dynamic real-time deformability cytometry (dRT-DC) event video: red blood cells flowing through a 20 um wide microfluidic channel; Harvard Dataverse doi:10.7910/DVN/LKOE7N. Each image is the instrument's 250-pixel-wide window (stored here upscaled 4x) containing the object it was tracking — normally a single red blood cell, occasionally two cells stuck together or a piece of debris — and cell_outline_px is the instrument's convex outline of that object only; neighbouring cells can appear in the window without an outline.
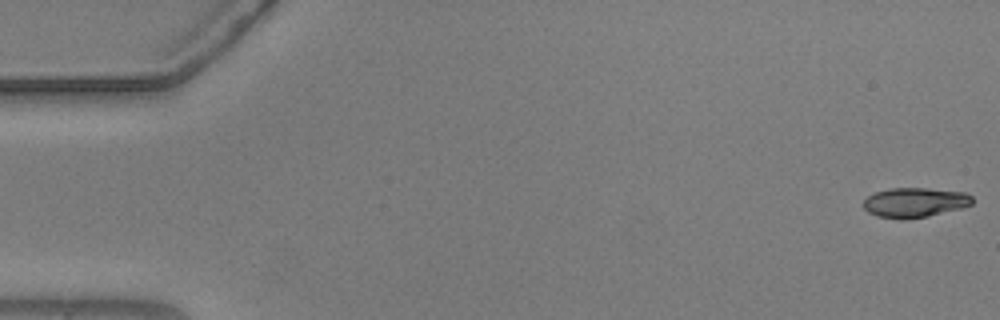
{"species": "common noctule bat (a hibernating species)", "species_latin": "Nyctalus noctula", "temperature_condition": "warm", "stored_images_in_passage": 55, "camera_frame_rate_fps": 3000, "um_per_image_px": 0.085, "animal": {"sex": "male", "body_mass_g": 20.5, "forearm_length_mm": 52.5}, "frame": {"image": 1, "passage_image": 1, "time_ms": 0.0, "image_size_px": [1000, 320], "cell_outline_px": [[972, 204], [964, 208], [928, 216], [900, 220], [876, 216], [868, 212], [864, 208], [864, 200], [868, 196], [876, 192], [892, 188], [924, 188], [968, 192], [972, 196]], "centroid_in_image_um": [77.79, 17.22], "position_along_channel_um": 7.2, "area_um2": 19.02}}
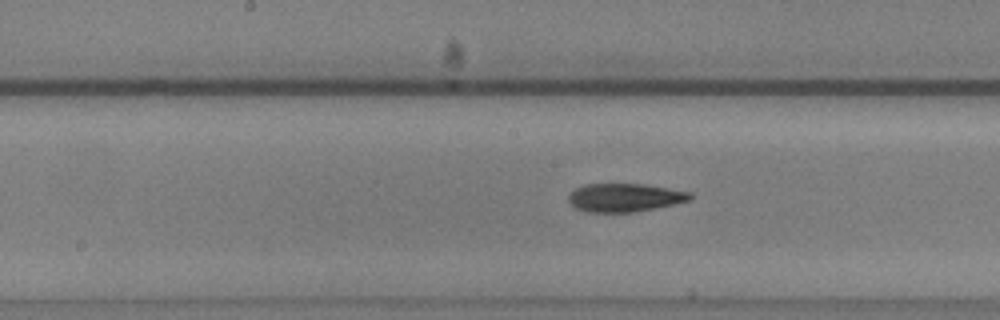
{"frame": {"image": 2, "passage_image": 28, "time_ms": 9.0, "image_size_px": [1000, 320], "cell_outline_px": [[692, 200], [632, 212], [588, 212], [576, 208], [568, 200], [568, 196], [576, 188], [584, 184], [644, 184], [692, 192]], "centroid_in_image_um": [53.1, 16.78], "position_along_channel_um": 195.1, "area_um2": 19.88}}
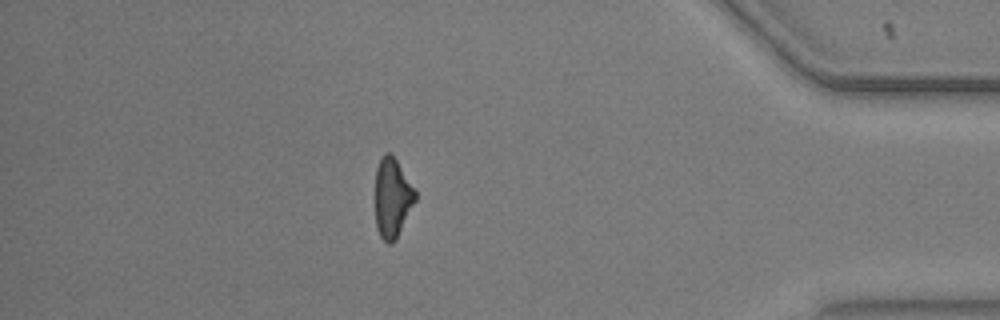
{"frame": {"image": 3, "passage_image": 48, "time_ms": 15.667, "image_size_px": [1000, 320], "cell_outline_px": [[416, 200], [396, 240], [392, 244], [388, 244], [380, 236], [376, 228], [376, 168], [384, 152], [388, 152], [396, 160], [416, 192]], "centroid_in_image_um": [33.34, 16.86], "position_along_channel_um": 401.9, "area_um2": 18.32}, "authors_computed_cell_mechanics": {"area_um2": 19.652, "velocity_mm_per_s": 3.7037, "shape_relaxation_time_tau1_ms": null, "shape_relaxation_time_tau2_ms": 4.4304, "deformation_change_tau1": null, "deformation_change_tau2": 0.1325}}